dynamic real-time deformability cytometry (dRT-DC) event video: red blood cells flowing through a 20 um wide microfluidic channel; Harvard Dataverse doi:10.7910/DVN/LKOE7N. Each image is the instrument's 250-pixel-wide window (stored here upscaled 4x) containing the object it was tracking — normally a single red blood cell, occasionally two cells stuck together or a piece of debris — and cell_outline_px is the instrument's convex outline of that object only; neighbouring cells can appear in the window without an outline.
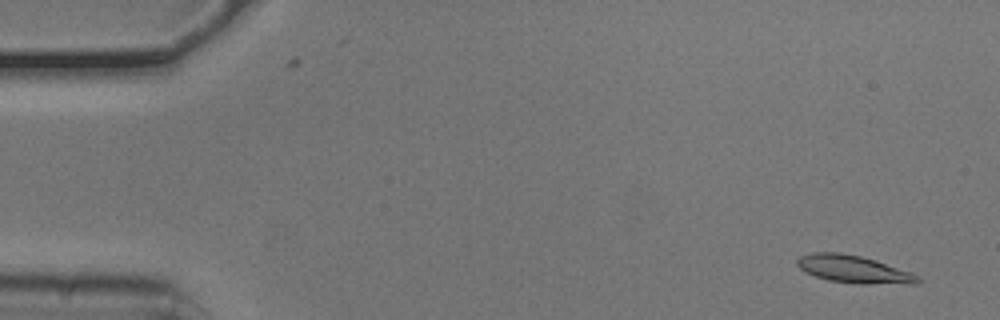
{"species": "common noctule bat (a hibernating species)", "species_latin": "Nyctalus noctula", "temperature_condition": "cold", "stored_images_in_passage": 26, "camera_frame_rate_fps": 3000, "um_per_image_px": 0.085, "animal": {"sex": "male", "body_mass_g": 20.5, "forearm_length_mm": 52.5}, "frame": {"image": 1, "passage_image": 3, "time_ms": 0.667, "image_size_px": [1000, 320], "cell_outline_px": [[920, 284], [860, 284], [828, 280], [816, 276], [800, 268], [796, 264], [796, 260], [800, 256], [812, 252], [840, 252], [860, 256], [876, 260], [912, 272], [920, 276]], "centroid_in_image_um": [72.62, 22.89], "position_along_channel_um": 12.4, "area_um2": 19.54}}
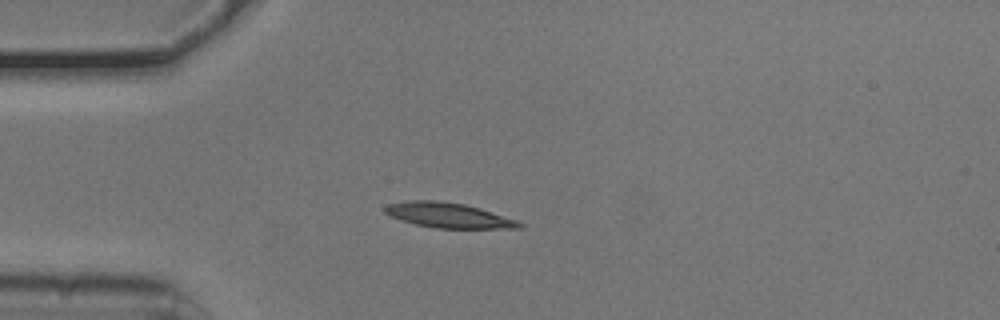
{"frame": {"image": 2, "passage_image": 14, "time_ms": 4.333, "image_size_px": [1000, 320], "cell_outline_px": [[524, 228], [436, 228], [416, 224], [400, 220], [384, 212], [384, 208], [388, 204], [412, 200], [436, 200], [464, 204], [480, 208], [516, 220], [524, 224]], "centroid_in_image_um": [38.12, 18.3], "position_along_channel_um": 46.9, "area_um2": 19.42}}
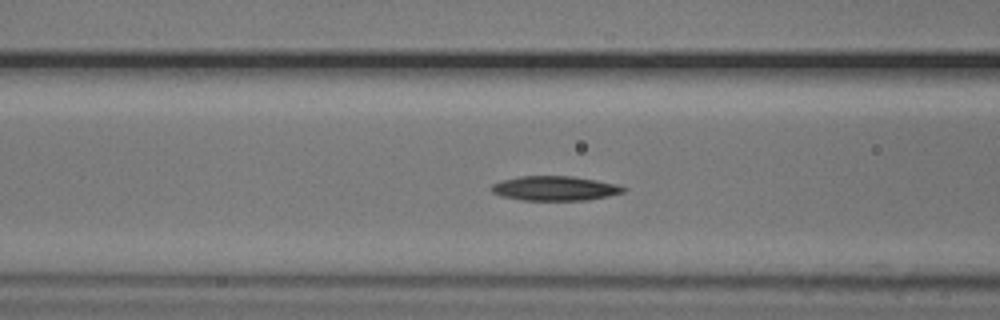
{"frame": {"image": 3, "passage_image": 21, "time_ms": 6.667, "image_size_px": [1000, 320], "cell_outline_px": [[628, 188], [624, 192], [608, 196], [588, 200], [520, 200], [500, 196], [492, 192], [492, 184], [500, 180], [520, 176], [572, 176], [596, 180], [616, 184]], "centroid_in_image_um": [47.15, 16.01], "position_along_channel_um": 119.4, "area_um2": 18.96}}